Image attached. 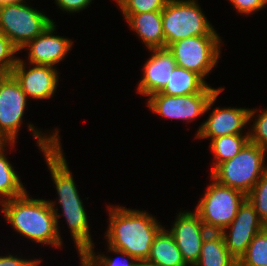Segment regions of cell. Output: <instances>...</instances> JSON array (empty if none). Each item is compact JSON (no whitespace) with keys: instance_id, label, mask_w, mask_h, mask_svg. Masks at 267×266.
<instances>
[{"instance_id":"6da1fadb","label":"cell","mask_w":267,"mask_h":266,"mask_svg":"<svg viewBox=\"0 0 267 266\" xmlns=\"http://www.w3.org/2000/svg\"><path fill=\"white\" fill-rule=\"evenodd\" d=\"M109 223L105 232L107 244L125 251L137 261L147 260L155 236L163 228L155 216L123 206L107 207Z\"/></svg>"},{"instance_id":"7a4b0ae2","label":"cell","mask_w":267,"mask_h":266,"mask_svg":"<svg viewBox=\"0 0 267 266\" xmlns=\"http://www.w3.org/2000/svg\"><path fill=\"white\" fill-rule=\"evenodd\" d=\"M0 206L5 220L16 233L38 244L61 249L63 241L48 200L34 199L26 191L19 197L2 202Z\"/></svg>"},{"instance_id":"3957f363","label":"cell","mask_w":267,"mask_h":266,"mask_svg":"<svg viewBox=\"0 0 267 266\" xmlns=\"http://www.w3.org/2000/svg\"><path fill=\"white\" fill-rule=\"evenodd\" d=\"M27 126L31 134L34 135L37 146L43 152L42 154L55 184L54 188L58 193L57 203L60 204V208L84 207L64 156L61 139L59 138V129H54L55 131L51 134L50 132H48L49 134L47 132L43 134L33 124L28 123Z\"/></svg>"},{"instance_id":"277c9868","label":"cell","mask_w":267,"mask_h":266,"mask_svg":"<svg viewBox=\"0 0 267 266\" xmlns=\"http://www.w3.org/2000/svg\"><path fill=\"white\" fill-rule=\"evenodd\" d=\"M266 153L265 148L248 141L238 154L220 163L210 176L218 183L247 195L267 171Z\"/></svg>"},{"instance_id":"5b68a950","label":"cell","mask_w":267,"mask_h":266,"mask_svg":"<svg viewBox=\"0 0 267 266\" xmlns=\"http://www.w3.org/2000/svg\"><path fill=\"white\" fill-rule=\"evenodd\" d=\"M198 0H169L162 10L165 47L193 36L219 35L208 21Z\"/></svg>"},{"instance_id":"8992f818","label":"cell","mask_w":267,"mask_h":266,"mask_svg":"<svg viewBox=\"0 0 267 266\" xmlns=\"http://www.w3.org/2000/svg\"><path fill=\"white\" fill-rule=\"evenodd\" d=\"M211 183L196 206L206 229L210 232H221L235 218L239 207L247 198L242 191L218 183L211 176Z\"/></svg>"},{"instance_id":"52a82bcc","label":"cell","mask_w":267,"mask_h":266,"mask_svg":"<svg viewBox=\"0 0 267 266\" xmlns=\"http://www.w3.org/2000/svg\"><path fill=\"white\" fill-rule=\"evenodd\" d=\"M26 1L0 4V30L19 51L54 22Z\"/></svg>"},{"instance_id":"ba28073f","label":"cell","mask_w":267,"mask_h":266,"mask_svg":"<svg viewBox=\"0 0 267 266\" xmlns=\"http://www.w3.org/2000/svg\"><path fill=\"white\" fill-rule=\"evenodd\" d=\"M223 90L222 87L212 88L209 84L200 93L183 96H171L157 92L147 98V108L149 107L152 113L164 118L191 123L213 107Z\"/></svg>"},{"instance_id":"9c48e42d","label":"cell","mask_w":267,"mask_h":266,"mask_svg":"<svg viewBox=\"0 0 267 266\" xmlns=\"http://www.w3.org/2000/svg\"><path fill=\"white\" fill-rule=\"evenodd\" d=\"M222 45L219 35H203L176 41L168 49L177 66L193 71L205 80L221 58Z\"/></svg>"},{"instance_id":"30bf717a","label":"cell","mask_w":267,"mask_h":266,"mask_svg":"<svg viewBox=\"0 0 267 266\" xmlns=\"http://www.w3.org/2000/svg\"><path fill=\"white\" fill-rule=\"evenodd\" d=\"M27 96L12 74L0 75V141L17 142Z\"/></svg>"},{"instance_id":"8fae6325","label":"cell","mask_w":267,"mask_h":266,"mask_svg":"<svg viewBox=\"0 0 267 266\" xmlns=\"http://www.w3.org/2000/svg\"><path fill=\"white\" fill-rule=\"evenodd\" d=\"M265 227L254 205L246 198L235 218L220 233L223 235L227 250L238 262L255 235Z\"/></svg>"},{"instance_id":"7c38bea8","label":"cell","mask_w":267,"mask_h":266,"mask_svg":"<svg viewBox=\"0 0 267 266\" xmlns=\"http://www.w3.org/2000/svg\"><path fill=\"white\" fill-rule=\"evenodd\" d=\"M171 229H168L188 266L199 260L205 237L210 233L194 211H179Z\"/></svg>"},{"instance_id":"4fadbf2b","label":"cell","mask_w":267,"mask_h":266,"mask_svg":"<svg viewBox=\"0 0 267 266\" xmlns=\"http://www.w3.org/2000/svg\"><path fill=\"white\" fill-rule=\"evenodd\" d=\"M26 65L30 66L29 69ZM11 74L18 81L27 98L34 100H47L53 97L60 76L53 66L26 64L22 58H18Z\"/></svg>"},{"instance_id":"5bb4252c","label":"cell","mask_w":267,"mask_h":266,"mask_svg":"<svg viewBox=\"0 0 267 266\" xmlns=\"http://www.w3.org/2000/svg\"><path fill=\"white\" fill-rule=\"evenodd\" d=\"M56 24L53 22L42 34L28 42L22 50H28L27 61L30 64L49 65L56 68V64L63 61L73 47L72 39L54 35Z\"/></svg>"},{"instance_id":"9a60e30c","label":"cell","mask_w":267,"mask_h":266,"mask_svg":"<svg viewBox=\"0 0 267 266\" xmlns=\"http://www.w3.org/2000/svg\"><path fill=\"white\" fill-rule=\"evenodd\" d=\"M250 108L238 107H216L208 119L198 127L195 139H209L222 137L231 134H249L243 133L246 125H249Z\"/></svg>"},{"instance_id":"2e32d148","label":"cell","mask_w":267,"mask_h":266,"mask_svg":"<svg viewBox=\"0 0 267 266\" xmlns=\"http://www.w3.org/2000/svg\"><path fill=\"white\" fill-rule=\"evenodd\" d=\"M150 58L143 64V77L137 84V92L143 97L160 92L167 84L170 74L177 66L168 48H152Z\"/></svg>"},{"instance_id":"e0dca14e","label":"cell","mask_w":267,"mask_h":266,"mask_svg":"<svg viewBox=\"0 0 267 266\" xmlns=\"http://www.w3.org/2000/svg\"><path fill=\"white\" fill-rule=\"evenodd\" d=\"M52 210L54 211L59 236V217L63 216L66 219L68 228L70 229L71 237L76 245L78 256L81 257L90 247H95L92 236L90 233L89 218L86 213L85 207H71L61 208L63 214L58 213V207L55 205V201H49ZM56 206V207H55Z\"/></svg>"},{"instance_id":"ac0fdd59","label":"cell","mask_w":267,"mask_h":266,"mask_svg":"<svg viewBox=\"0 0 267 266\" xmlns=\"http://www.w3.org/2000/svg\"><path fill=\"white\" fill-rule=\"evenodd\" d=\"M128 26L136 32L145 47L165 48L162 27V11L143 12L139 14H123Z\"/></svg>"},{"instance_id":"d6986e66","label":"cell","mask_w":267,"mask_h":266,"mask_svg":"<svg viewBox=\"0 0 267 266\" xmlns=\"http://www.w3.org/2000/svg\"><path fill=\"white\" fill-rule=\"evenodd\" d=\"M163 227L155 236L147 261L156 266H188L173 236Z\"/></svg>"},{"instance_id":"ffe728a7","label":"cell","mask_w":267,"mask_h":266,"mask_svg":"<svg viewBox=\"0 0 267 266\" xmlns=\"http://www.w3.org/2000/svg\"><path fill=\"white\" fill-rule=\"evenodd\" d=\"M194 266H238L227 250L223 235L210 232L204 239L199 260Z\"/></svg>"},{"instance_id":"44dd1931","label":"cell","mask_w":267,"mask_h":266,"mask_svg":"<svg viewBox=\"0 0 267 266\" xmlns=\"http://www.w3.org/2000/svg\"><path fill=\"white\" fill-rule=\"evenodd\" d=\"M208 83L197 73L176 66L169 80L159 92L171 96H183L202 92Z\"/></svg>"},{"instance_id":"7402d4cb","label":"cell","mask_w":267,"mask_h":266,"mask_svg":"<svg viewBox=\"0 0 267 266\" xmlns=\"http://www.w3.org/2000/svg\"><path fill=\"white\" fill-rule=\"evenodd\" d=\"M15 144V142H0V204L19 197L27 191L20 181L19 174L6 156V147L10 145L14 148Z\"/></svg>"},{"instance_id":"603a6c76","label":"cell","mask_w":267,"mask_h":266,"mask_svg":"<svg viewBox=\"0 0 267 266\" xmlns=\"http://www.w3.org/2000/svg\"><path fill=\"white\" fill-rule=\"evenodd\" d=\"M249 141V134H231L216 137L210 142V150L214 156V164L210 173L220 164L232 159Z\"/></svg>"},{"instance_id":"cb8c5ba5","label":"cell","mask_w":267,"mask_h":266,"mask_svg":"<svg viewBox=\"0 0 267 266\" xmlns=\"http://www.w3.org/2000/svg\"><path fill=\"white\" fill-rule=\"evenodd\" d=\"M108 252L119 255L117 258L105 256V254L94 252V247H90L81 257L80 266H134L137 260L125 251L115 249L107 244Z\"/></svg>"},{"instance_id":"d4e9b609","label":"cell","mask_w":267,"mask_h":266,"mask_svg":"<svg viewBox=\"0 0 267 266\" xmlns=\"http://www.w3.org/2000/svg\"><path fill=\"white\" fill-rule=\"evenodd\" d=\"M238 266H267V226L252 239Z\"/></svg>"},{"instance_id":"484cf974","label":"cell","mask_w":267,"mask_h":266,"mask_svg":"<svg viewBox=\"0 0 267 266\" xmlns=\"http://www.w3.org/2000/svg\"><path fill=\"white\" fill-rule=\"evenodd\" d=\"M247 198L254 205L260 220L267 226V171L247 194Z\"/></svg>"},{"instance_id":"4316f807","label":"cell","mask_w":267,"mask_h":266,"mask_svg":"<svg viewBox=\"0 0 267 266\" xmlns=\"http://www.w3.org/2000/svg\"><path fill=\"white\" fill-rule=\"evenodd\" d=\"M256 111L258 110L254 108L249 110V123L255 118L252 128L248 129L249 141L267 150V108L258 115Z\"/></svg>"},{"instance_id":"83f0119b","label":"cell","mask_w":267,"mask_h":266,"mask_svg":"<svg viewBox=\"0 0 267 266\" xmlns=\"http://www.w3.org/2000/svg\"><path fill=\"white\" fill-rule=\"evenodd\" d=\"M169 0H115L122 14L162 11Z\"/></svg>"},{"instance_id":"f1b7e54d","label":"cell","mask_w":267,"mask_h":266,"mask_svg":"<svg viewBox=\"0 0 267 266\" xmlns=\"http://www.w3.org/2000/svg\"><path fill=\"white\" fill-rule=\"evenodd\" d=\"M19 52L9 38L0 30V75L12 73L19 58L15 55Z\"/></svg>"},{"instance_id":"f546056e","label":"cell","mask_w":267,"mask_h":266,"mask_svg":"<svg viewBox=\"0 0 267 266\" xmlns=\"http://www.w3.org/2000/svg\"><path fill=\"white\" fill-rule=\"evenodd\" d=\"M230 4L235 8L236 12L242 15H253L259 10L267 7L263 0H229Z\"/></svg>"},{"instance_id":"4dcf8cb0","label":"cell","mask_w":267,"mask_h":266,"mask_svg":"<svg viewBox=\"0 0 267 266\" xmlns=\"http://www.w3.org/2000/svg\"><path fill=\"white\" fill-rule=\"evenodd\" d=\"M93 0H55L57 7L67 13H79L86 9Z\"/></svg>"},{"instance_id":"1f68e13d","label":"cell","mask_w":267,"mask_h":266,"mask_svg":"<svg viewBox=\"0 0 267 266\" xmlns=\"http://www.w3.org/2000/svg\"><path fill=\"white\" fill-rule=\"evenodd\" d=\"M42 259H23L8 253L6 256H0V266H39Z\"/></svg>"},{"instance_id":"d6a6232c","label":"cell","mask_w":267,"mask_h":266,"mask_svg":"<svg viewBox=\"0 0 267 266\" xmlns=\"http://www.w3.org/2000/svg\"><path fill=\"white\" fill-rule=\"evenodd\" d=\"M134 266H156V265L148 262L147 260H140L137 261Z\"/></svg>"},{"instance_id":"836d02e7","label":"cell","mask_w":267,"mask_h":266,"mask_svg":"<svg viewBox=\"0 0 267 266\" xmlns=\"http://www.w3.org/2000/svg\"><path fill=\"white\" fill-rule=\"evenodd\" d=\"M25 0H0V4L6 3V2H22Z\"/></svg>"}]
</instances>
